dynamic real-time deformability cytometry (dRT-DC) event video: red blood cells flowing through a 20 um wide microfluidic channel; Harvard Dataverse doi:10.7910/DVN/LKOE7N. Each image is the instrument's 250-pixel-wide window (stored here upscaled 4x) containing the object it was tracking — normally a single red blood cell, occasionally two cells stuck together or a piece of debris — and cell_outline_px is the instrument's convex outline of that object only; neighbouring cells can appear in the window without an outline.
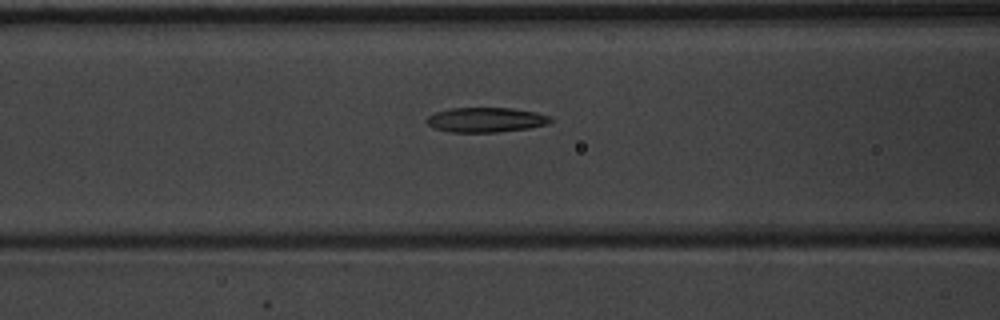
{"species": "common noctule bat (a hibernating species)", "species_latin": "Nyctalus noctula", "temperature_condition": "warm", "stored_images_in_passage": 39, "camera_frame_rate_fps": 3000, "um_per_image_px": 0.085, "animal": {"sex": "male", "body_mass_g": 20.1, "forearm_length_mm": 53.5}, "frame": {"image": 1, "passage_image": 11, "time_ms": 3.333, "image_size_px": [1000, 320], "cell_outline_px": [[552, 120], [548, 124], [528, 128], [496, 132], [452, 132], [432, 128], [424, 120], [428, 116], [436, 112], [448, 108], [512, 108], [536, 112], [552, 116]], "centroid_in_image_um": [41.29, 10.18], "position_along_channel_um": 125.3, "area_um2": 17.98}}
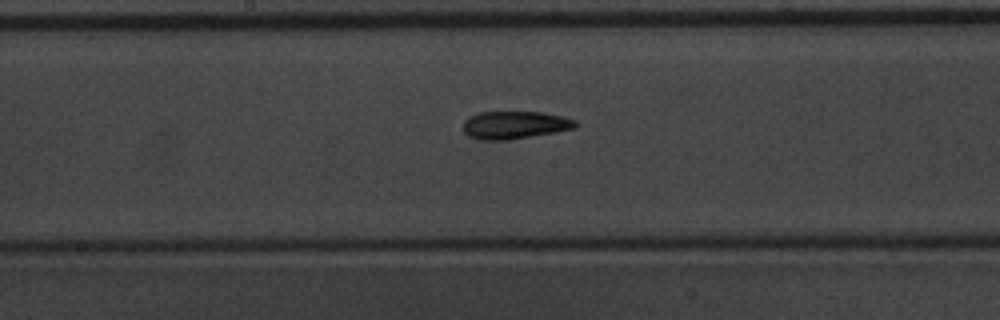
{"frame": {"image": 2, "passage_image": 17, "time_ms": 5.333, "image_size_px": [1000, 320], "cell_outline_px": [[576, 128], [556, 132], [508, 140], [480, 140], [468, 136], [464, 132], [464, 120], [468, 116], [476, 112], [540, 112], [564, 116], [576, 120]], "centroid_in_image_um": [43.73, 10.62], "position_along_channel_um": 204.5, "area_um2": 18.32}}
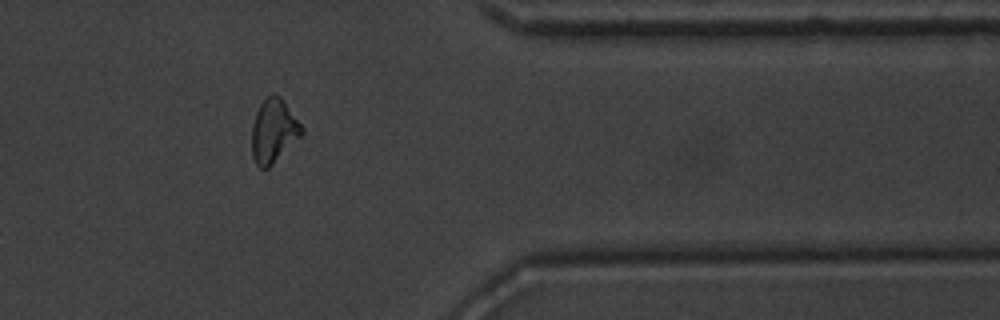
{"frame": {"image": 3, "passage_image": 32, "time_ms": 10.333, "image_size_px": [1000, 320], "cell_outline_px": [[304, 132], [268, 168], [260, 168], [256, 164], [252, 156], [252, 124], [256, 112], [260, 104], [272, 92], [280, 96], [304, 128]], "centroid_in_image_um": [23.24, 11.11], "position_along_channel_um": 388.2, "area_um2": 18.26}, "authors_computed_cell_mechanics": {"area_um2": 18.1492, "velocity_mm_per_s": 3.9437, "shape_relaxation_time_tau1_ms": 6.9148, "shape_relaxation_time_tau2_ms": 6.1062, "deformation_change_tau1": 0.1982, "deformation_change_tau2": 0.1614}}